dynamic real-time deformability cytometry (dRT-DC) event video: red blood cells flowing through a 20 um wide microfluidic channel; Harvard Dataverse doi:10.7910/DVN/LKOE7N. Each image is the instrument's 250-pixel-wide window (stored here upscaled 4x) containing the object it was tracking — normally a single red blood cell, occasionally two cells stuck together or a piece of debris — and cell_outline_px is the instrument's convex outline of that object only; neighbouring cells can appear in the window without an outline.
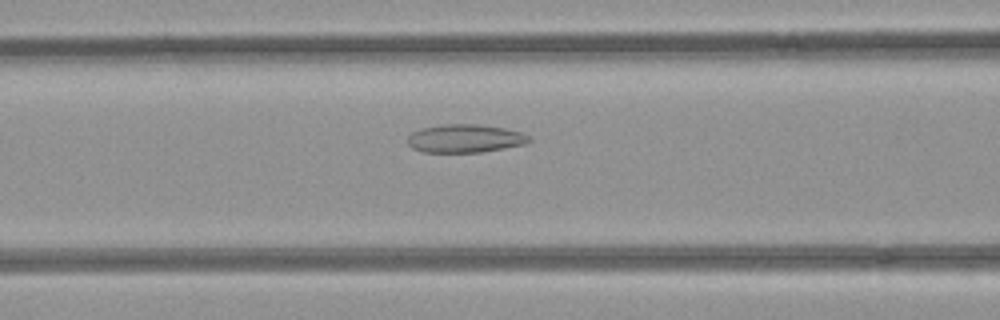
{"species": "common noctule bat (a hibernating species)", "species_latin": "Nyctalus noctula", "temperature_condition": "room temperature", "stored_images_in_passage": 48, "camera_frame_rate_fps": 3000, "um_per_image_px": 0.085, "animal": {"sex": "female", "body_mass_g": 21.9}, "frame": {"image": 1, "passage_image": 19, "time_ms": 6.0, "image_size_px": [1000, 320], "cell_outline_px": [[532, 140], [524, 144], [480, 152], [424, 152], [412, 148], [408, 144], [408, 136], [412, 132], [420, 128], [440, 124], [476, 124], [504, 128], [520, 132], [528, 136]], "centroid_in_image_um": [39.48, 11.76], "position_along_channel_um": 127.1, "area_um2": 19.88}}
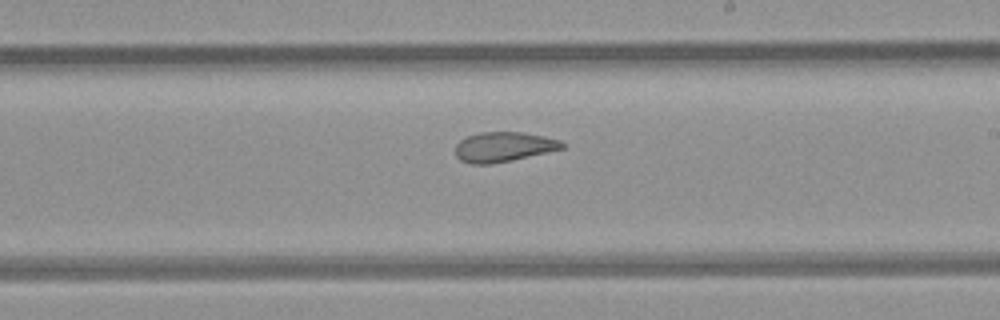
{"frame": {"image": 2, "passage_image": 28, "time_ms": 9.0, "image_size_px": [1000, 320], "cell_outline_px": [[564, 148], [512, 160], [492, 164], [472, 164], [460, 160], [456, 156], [456, 144], [464, 136], [480, 132], [520, 132], [544, 136], [560, 140], [564, 144]], "centroid_in_image_um": [42.77, 12.48], "position_along_channel_um": 246.2, "area_um2": 18.55}}
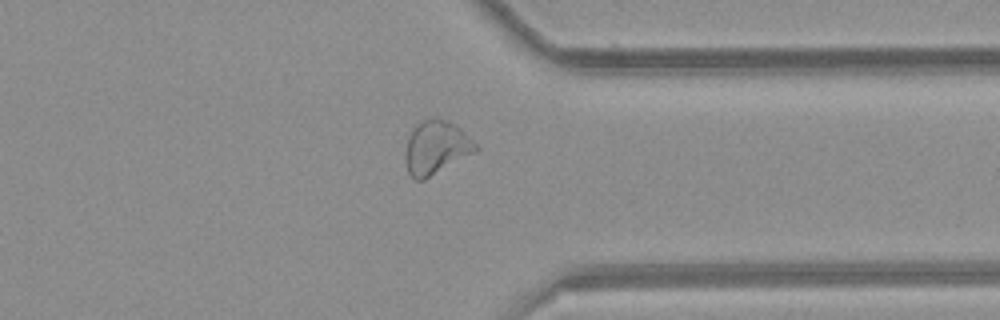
{"frame": {"image": 3, "passage_image": 38, "time_ms": 12.333, "image_size_px": [1000, 320], "cell_outline_px": [[480, 148], [476, 152], [424, 180], [416, 180], [408, 172], [404, 152], [408, 136], [412, 128], [420, 120], [432, 116], [436, 116], [456, 124]], "centroid_in_image_um": [37.05, 12.5], "position_along_channel_um": 374.3, "area_um2": 22.31}}